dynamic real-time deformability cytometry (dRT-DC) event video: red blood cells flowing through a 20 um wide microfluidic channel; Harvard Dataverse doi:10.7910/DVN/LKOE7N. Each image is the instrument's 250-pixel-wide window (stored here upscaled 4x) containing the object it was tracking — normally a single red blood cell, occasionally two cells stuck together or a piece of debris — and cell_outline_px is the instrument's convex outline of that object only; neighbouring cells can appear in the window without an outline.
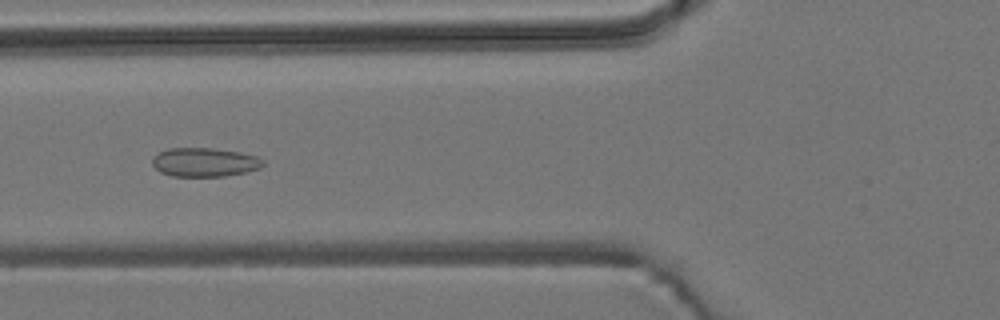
{"species": "common noctule bat (a hibernating species)", "species_latin": "Nyctalus noctula", "temperature_condition": "room temperature", "stored_images_in_passage": 53, "camera_frame_rate_fps": 3000, "um_per_image_px": 0.085, "animal": {"sex": "male", "body_mass_g": 19.2, "forearm_length_mm": 51.8}, "frame": {"image": 1, "passage_image": 20, "time_ms": 6.333, "image_size_px": [1000, 320], "cell_outline_px": [[264, 164], [260, 168], [244, 172], [224, 176], [172, 176], [160, 172], [152, 164], [152, 160], [160, 152], [168, 148], [212, 148], [240, 152], [256, 156], [264, 160]], "centroid_in_image_um": [17.4, 13.79], "position_along_channel_um": 108.4, "area_um2": 18.5}}
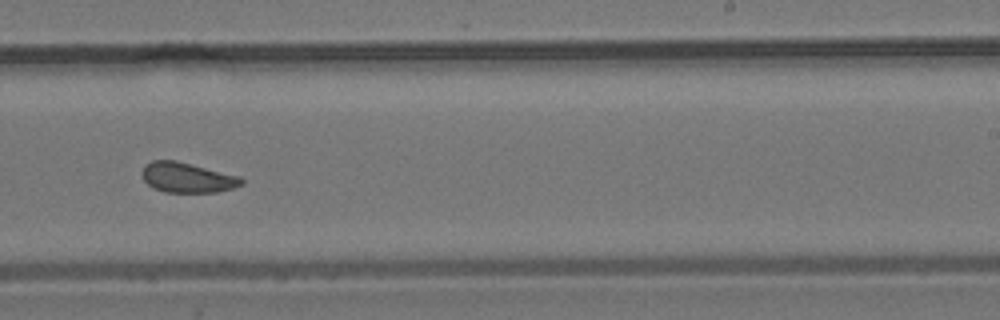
{"frame": {"image": 2, "passage_image": 33, "time_ms": 10.667, "image_size_px": [1000, 320], "cell_outline_px": [[244, 184], [232, 188], [216, 192], [164, 192], [152, 188], [144, 180], [140, 172], [144, 164], [152, 160], [176, 160], [240, 176], [244, 180]], "centroid_in_image_um": [15.89, 15.08], "position_along_channel_um": 273.1, "area_um2": 17.63}}
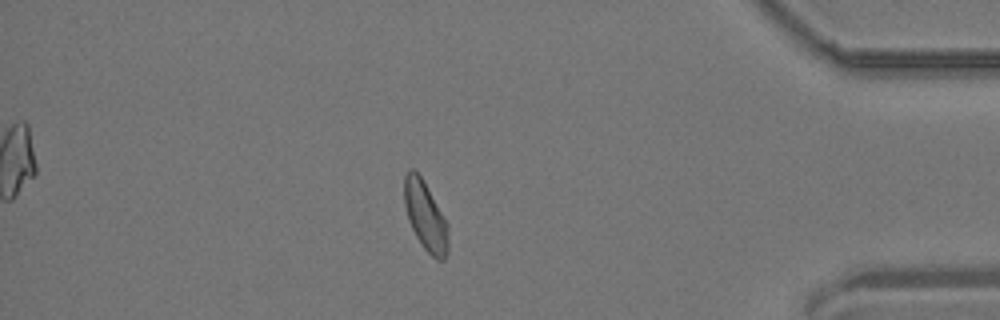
{"frame": {"image": 3, "passage_image": 46, "time_ms": 15.0, "image_size_px": [1000, 320], "cell_outline_px": [[448, 252], [444, 260], [436, 260], [424, 248], [416, 236], [408, 220], [404, 204], [404, 176], [408, 168], [412, 168], [424, 180], [448, 224]], "centroid_in_image_um": [36.16, 18.35], "position_along_channel_um": 399.0, "area_um2": 17.8}, "authors_computed_cell_mechanics": {"area_um2": 18.0914, "velocity_mm_per_s": 3.8107, "shape_relaxation_time_tau1_ms": null, "shape_relaxation_time_tau2_ms": 2.0762, "deformation_change_tau1": null, "deformation_change_tau2": 0.0691}}